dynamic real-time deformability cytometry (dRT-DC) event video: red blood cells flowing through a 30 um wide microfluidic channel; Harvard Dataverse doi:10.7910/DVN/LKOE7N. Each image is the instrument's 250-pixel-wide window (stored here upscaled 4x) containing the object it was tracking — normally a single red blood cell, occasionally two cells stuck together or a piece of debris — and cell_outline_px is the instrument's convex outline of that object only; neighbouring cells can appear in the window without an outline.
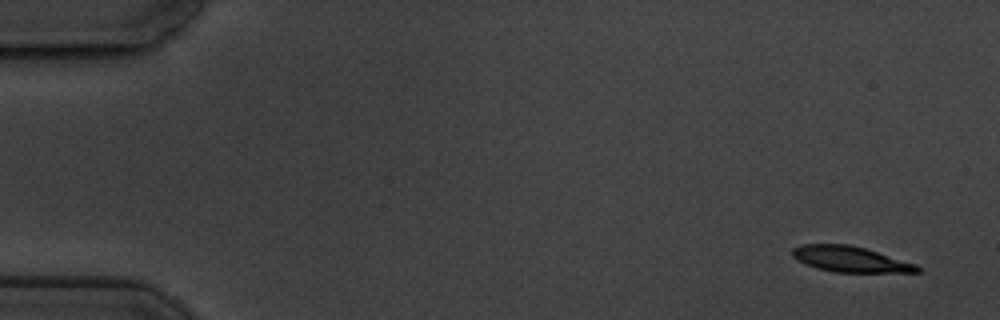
{"species": "common noctule bat (a hibernating species)", "species_latin": "Nyctalus noctula", "temperature_condition": "cold", "stored_images_in_passage": 5, "camera_frame_rate_fps": 3000, "um_per_image_px": 0.085, "animal": {"sex": "male", "body_mass_g": 19.5, "forearm_length_mm": 54.6}, "frame": {"image": 1, "passage_image": 1, "time_ms": 0.0, "image_size_px": [1000, 320], "cell_outline_px": [[920, 272], [836, 272], [816, 268], [792, 256], [792, 248], [804, 244], [848, 244], [864, 248], [916, 264], [920, 268]], "centroid_in_image_um": [72.27, 22.03], "position_along_channel_um": 12.7, "area_um2": 18.32}}
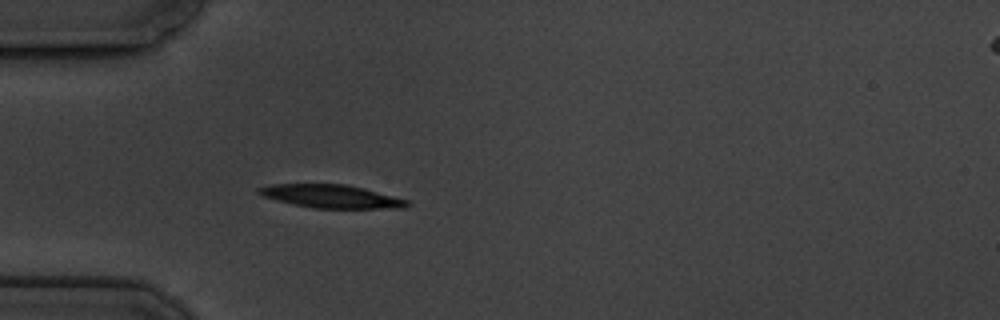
{"frame": {"image": 2, "passage_image": 5, "time_ms": 4.667, "image_size_px": [1000, 320], "cell_outline_px": [[412, 204], [404, 208], [316, 208], [292, 204], [264, 196], [256, 192], [256, 188], [272, 184], [344, 184], [364, 188], [408, 200]], "centroid_in_image_um": [28.17, 16.69], "position_along_channel_um": 56.8, "area_um2": 19.94}}